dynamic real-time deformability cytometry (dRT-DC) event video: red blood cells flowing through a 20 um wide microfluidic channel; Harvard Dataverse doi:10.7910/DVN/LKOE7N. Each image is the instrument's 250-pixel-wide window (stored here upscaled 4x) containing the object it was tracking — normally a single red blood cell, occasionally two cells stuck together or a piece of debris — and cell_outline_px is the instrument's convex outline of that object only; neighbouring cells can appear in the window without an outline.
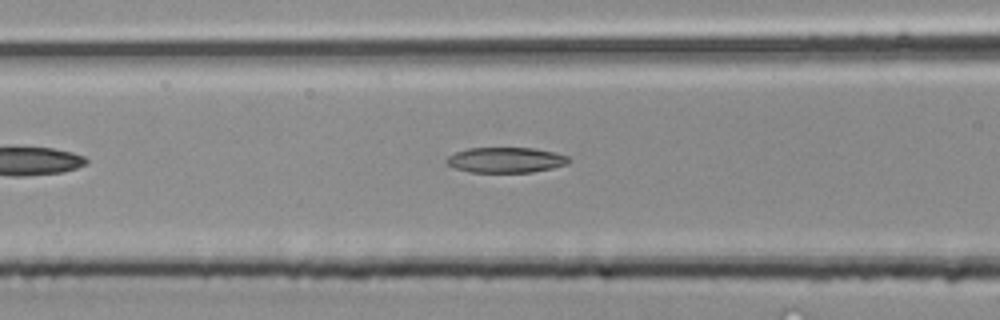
{"species": "common noctule bat (a hibernating species)", "species_latin": "Nyctalus noctula", "temperature_condition": "room temperature", "stored_images_in_passage": 25, "camera_frame_rate_fps": 3000, "um_per_image_px": 0.085, "animal": {"sex": "male", "body_mass_g": 20.4}, "frame": {"image": 1, "passage_image": 4, "time_ms": 1.0, "image_size_px": [1000, 320], "cell_outline_px": [[568, 164], [552, 168], [532, 172], [472, 172], [456, 168], [448, 164], [444, 160], [448, 156], [456, 152], [468, 148], [532, 148], [552, 152], [568, 156]], "centroid_in_image_um": [42.97, 13.6], "position_along_channel_um": 123.6, "area_um2": 17.86}}
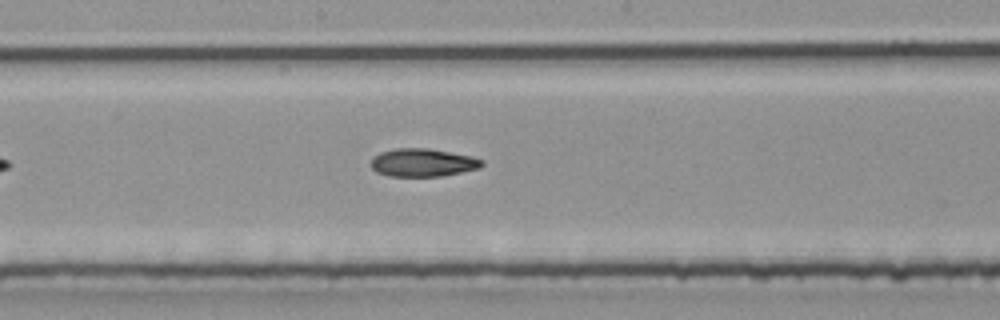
{"frame": {"image": 2, "passage_image": 9, "time_ms": 2.667, "image_size_px": [1000, 320], "cell_outline_px": [[484, 164], [480, 168], [440, 176], [388, 176], [376, 172], [372, 168], [372, 160], [380, 152], [396, 148], [428, 148], [472, 156], [484, 160]], "centroid_in_image_um": [35.96, 13.82], "position_along_channel_um": 212.2, "area_um2": 18.03}}
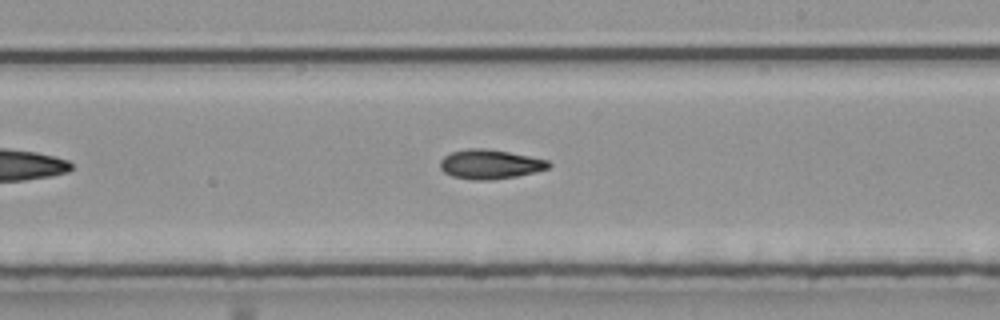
{"frame": {"image": 3, "passage_image": 11, "time_ms": 3.333, "image_size_px": [1000, 320], "cell_outline_px": [[552, 164], [548, 168], [536, 172], [516, 176], [488, 180], [472, 180], [452, 176], [444, 172], [440, 168], [440, 160], [444, 156], [452, 152], [468, 148], [484, 148], [508, 152], [548, 160]], "centroid_in_image_um": [41.64, 13.96], "position_along_channel_um": 247.4, "area_um2": 18.5}}